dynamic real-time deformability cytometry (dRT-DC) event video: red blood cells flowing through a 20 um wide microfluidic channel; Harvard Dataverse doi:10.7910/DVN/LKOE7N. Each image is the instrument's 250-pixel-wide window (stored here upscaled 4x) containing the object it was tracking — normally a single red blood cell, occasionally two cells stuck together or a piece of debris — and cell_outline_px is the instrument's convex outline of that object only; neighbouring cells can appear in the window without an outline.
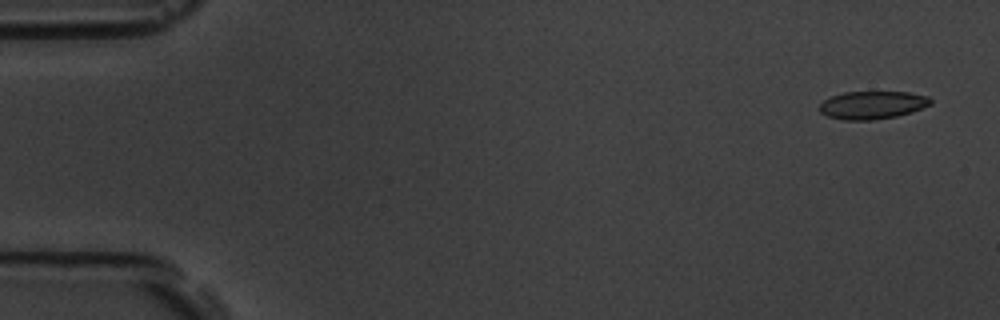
{"species": "common noctule bat (a hibernating species)", "species_latin": "Nyctalus noctula", "temperature_condition": "room temperature", "stored_images_in_passage": 5, "camera_frame_rate_fps": 3000, "um_per_image_px": 0.085, "animal": {"sex": "male", "body_mass_g": 19.5, "forearm_length_mm": 54.6}, "frame": {"image": 1, "passage_image": 1, "time_ms": 0.0, "image_size_px": [1000, 320], "cell_outline_px": [[932, 104], [912, 112], [896, 116], [872, 120], [844, 120], [828, 116], [820, 112], [820, 104], [824, 100], [832, 96], [844, 92], [908, 92], [928, 96], [932, 100]], "centroid_in_image_um": [74.17, 8.93], "position_along_channel_um": 10.8, "area_um2": 18.03}}
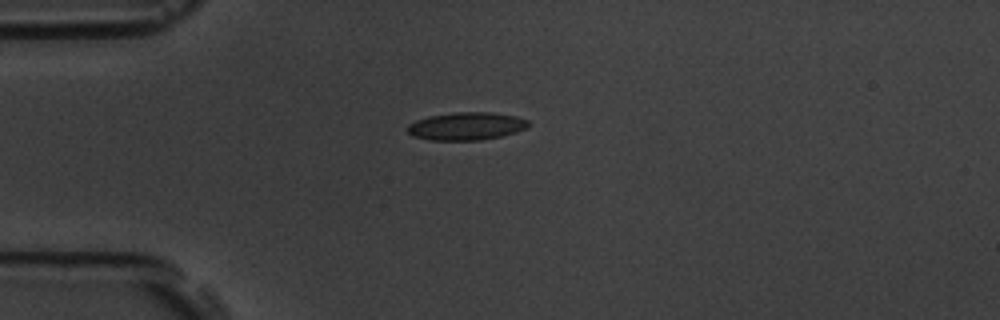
{"frame": {"image": 2, "passage_image": 4, "time_ms": 4.0, "image_size_px": [1000, 320], "cell_outline_px": [[528, 124], [524, 128], [516, 132], [500, 136], [480, 140], [428, 140], [412, 136], [408, 132], [408, 124], [416, 120], [428, 116], [456, 112], [492, 112], [516, 116], [528, 120]], "centroid_in_image_um": [39.6, 10.72], "position_along_channel_um": 45.4, "area_um2": 19.54}}